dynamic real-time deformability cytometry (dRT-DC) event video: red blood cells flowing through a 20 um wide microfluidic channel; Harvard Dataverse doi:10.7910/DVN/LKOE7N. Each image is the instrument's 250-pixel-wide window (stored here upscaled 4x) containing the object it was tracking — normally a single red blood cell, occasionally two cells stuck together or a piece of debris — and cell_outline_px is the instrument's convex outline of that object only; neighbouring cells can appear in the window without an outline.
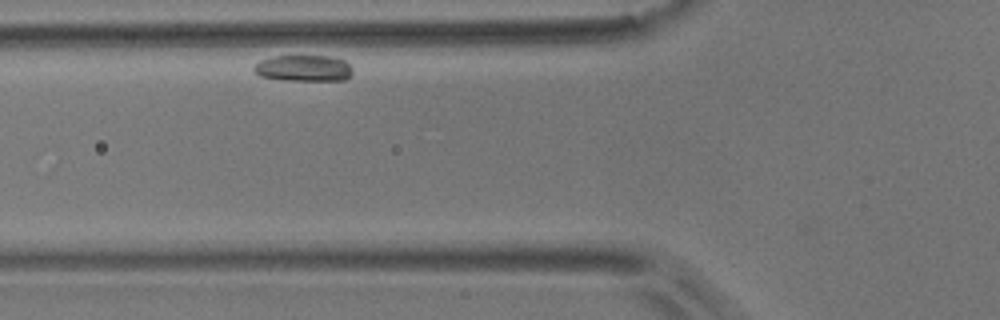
{"species": "common noctule bat (a hibernating species)", "species_latin": "Nyctalus noctula", "temperature_condition": "room temperature", "stored_images_in_passage": 2, "camera_frame_rate_fps": 3000, "um_per_image_px": 0.085, "animal": {"sex": "male", "body_mass_g": 17.9}, "frame": {"image": 1, "passage_image": 2, "time_ms": 1.0, "image_size_px": [1000, 320], "cell_outline_px": [[352, 76], [344, 80], [288, 80], [260, 76], [252, 72], [252, 68], [260, 60], [272, 56], [336, 56], [344, 60], [352, 68]], "centroid_in_image_um": [25.81, 5.79], "position_along_channel_um": 100.0, "area_um2": 15.26}}